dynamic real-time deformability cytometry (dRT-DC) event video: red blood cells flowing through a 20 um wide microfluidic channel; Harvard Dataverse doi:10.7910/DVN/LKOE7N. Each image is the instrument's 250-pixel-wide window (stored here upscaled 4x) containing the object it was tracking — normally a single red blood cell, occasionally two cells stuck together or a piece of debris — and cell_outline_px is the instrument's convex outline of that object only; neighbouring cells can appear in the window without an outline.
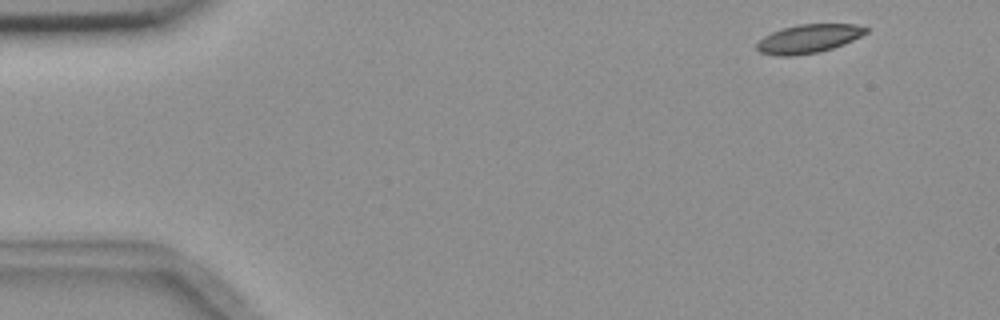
{"species": "common noctule bat (a hibernating species)", "species_latin": "Nyctalus noctula", "temperature_condition": "room temperature", "stored_images_in_passage": 4, "camera_frame_rate_fps": 3000, "um_per_image_px": 0.085, "animal": {"sex": "female", "body_mass_g": 18.4}, "frame": {"image": 1, "passage_image": 1, "time_ms": 0.0, "image_size_px": [1000, 320], "cell_outline_px": [[868, 32], [844, 44], [820, 52], [792, 56], [776, 56], [760, 52], [756, 48], [756, 44], [764, 36], [772, 32], [784, 28], [800, 24], [856, 24], [868, 28]], "centroid_in_image_um": [68.72, 3.3], "position_along_channel_um": 16.3, "area_um2": 18.15}}